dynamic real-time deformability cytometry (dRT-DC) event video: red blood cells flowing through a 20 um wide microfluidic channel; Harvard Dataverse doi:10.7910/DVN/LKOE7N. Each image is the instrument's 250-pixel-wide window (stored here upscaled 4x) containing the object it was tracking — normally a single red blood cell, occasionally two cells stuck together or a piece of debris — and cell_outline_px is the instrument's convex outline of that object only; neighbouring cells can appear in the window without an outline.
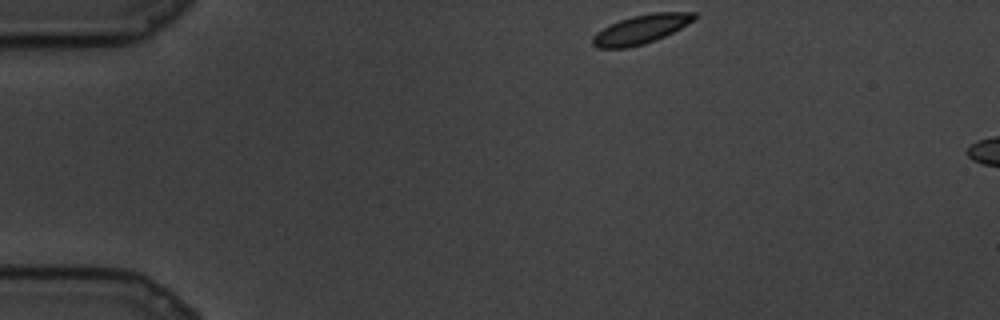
{"species": "common noctule bat (a hibernating species)", "species_latin": "Nyctalus noctula", "temperature_condition": "cold", "stored_images_in_passage": 7, "camera_frame_rate_fps": 3000, "um_per_image_px": 0.085, "animal": {"sex": "male", "body_mass_g": 19.5, "forearm_length_mm": 54.6}, "frame": {"image": 1, "passage_image": 1, "time_ms": 0.0, "image_size_px": [1000, 320], "cell_outline_px": [[700, 16], [680, 28], [656, 40], [644, 44], [628, 48], [596, 48], [592, 44], [592, 36], [596, 32], [620, 20], [632, 16], [652, 12], [696, 12]], "centroid_in_image_um": [54.49, 2.49], "position_along_channel_um": 30.5, "area_um2": 17.17}}